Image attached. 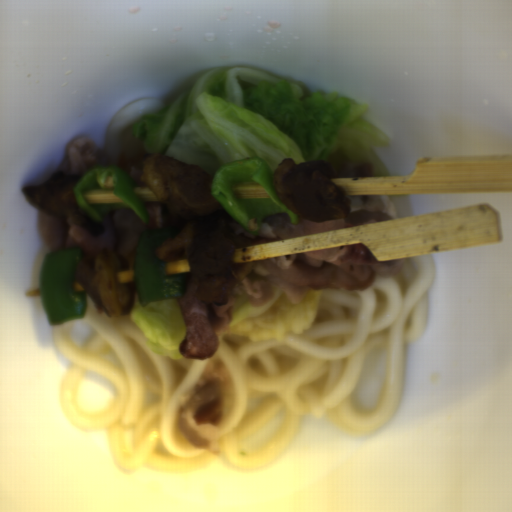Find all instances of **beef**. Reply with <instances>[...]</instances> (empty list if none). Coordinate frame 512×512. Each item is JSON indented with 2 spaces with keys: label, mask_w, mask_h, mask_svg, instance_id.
Here are the masks:
<instances>
[{
  "label": "beef",
  "mask_w": 512,
  "mask_h": 512,
  "mask_svg": "<svg viewBox=\"0 0 512 512\" xmlns=\"http://www.w3.org/2000/svg\"><path fill=\"white\" fill-rule=\"evenodd\" d=\"M252 271L230 291L225 306L192 304L182 310L186 334L179 344L186 360L206 359L219 349L220 335L233 321L236 296L251 306L270 303L280 290L290 303L302 300L305 290H357L373 283L376 276L400 272L404 259L378 260L361 244L292 254L250 262Z\"/></svg>",
  "instance_id": "beef-1"
},
{
  "label": "beef",
  "mask_w": 512,
  "mask_h": 512,
  "mask_svg": "<svg viewBox=\"0 0 512 512\" xmlns=\"http://www.w3.org/2000/svg\"><path fill=\"white\" fill-rule=\"evenodd\" d=\"M346 195V194H345ZM351 204L345 219L313 222L298 214L297 223H291L287 213L263 216L257 235L250 234L221 205L214 213L192 217H178L168 213L162 202H143L149 222L127 208H114L105 213L102 224L106 230L93 235L83 225L67 224L40 210V225L44 243L49 251L80 248L82 256L87 252L107 249L122 255L133 267L137 243L142 232L156 229H180L191 225L212 227L233 235H243L252 245L345 229L363 224L396 218L398 209L388 196L346 195ZM251 245V246H252Z\"/></svg>",
  "instance_id": "beef-2"
},
{
  "label": "beef",
  "mask_w": 512,
  "mask_h": 512,
  "mask_svg": "<svg viewBox=\"0 0 512 512\" xmlns=\"http://www.w3.org/2000/svg\"><path fill=\"white\" fill-rule=\"evenodd\" d=\"M230 384L226 365L209 363L200 381L180 401L177 424L191 446L220 454L219 425Z\"/></svg>",
  "instance_id": "beef-3"
},
{
  "label": "beef",
  "mask_w": 512,
  "mask_h": 512,
  "mask_svg": "<svg viewBox=\"0 0 512 512\" xmlns=\"http://www.w3.org/2000/svg\"><path fill=\"white\" fill-rule=\"evenodd\" d=\"M95 167H107L106 154L95 139L80 136L66 148L65 159L56 173L84 176Z\"/></svg>",
  "instance_id": "beef-4"
},
{
  "label": "beef",
  "mask_w": 512,
  "mask_h": 512,
  "mask_svg": "<svg viewBox=\"0 0 512 512\" xmlns=\"http://www.w3.org/2000/svg\"><path fill=\"white\" fill-rule=\"evenodd\" d=\"M325 163L331 169L333 176H374L376 173L371 162L351 160L338 152L331 155Z\"/></svg>",
  "instance_id": "beef-5"
},
{
  "label": "beef",
  "mask_w": 512,
  "mask_h": 512,
  "mask_svg": "<svg viewBox=\"0 0 512 512\" xmlns=\"http://www.w3.org/2000/svg\"><path fill=\"white\" fill-rule=\"evenodd\" d=\"M151 156L149 155H143L140 158L136 159L135 161L131 162L127 168L123 171L126 173L129 177L133 179L134 188L135 187H141V186H148L145 184L142 179V173H143V167L144 163L147 158Z\"/></svg>",
  "instance_id": "beef-6"
}]
</instances>
